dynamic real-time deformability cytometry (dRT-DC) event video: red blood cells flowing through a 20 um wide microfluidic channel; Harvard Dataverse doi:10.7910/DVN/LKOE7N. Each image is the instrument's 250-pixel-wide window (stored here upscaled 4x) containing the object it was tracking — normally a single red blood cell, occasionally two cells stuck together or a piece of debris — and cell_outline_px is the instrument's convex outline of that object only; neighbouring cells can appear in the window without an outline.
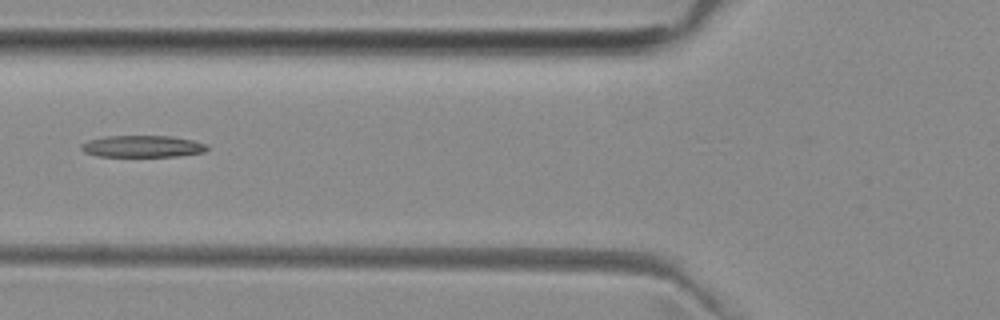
{"species": "common noctule bat (a hibernating species)", "species_latin": "Nyctalus noctula", "temperature_condition": "room temperature", "stored_images_in_passage": 4, "camera_frame_rate_fps": 3000, "um_per_image_px": 0.085, "animal": {"sex": "female", "body_mass_g": 29.2, "forearm_length_mm": 56.3}, "frame": {"image": 1, "passage_image": 3, "time_ms": 2.333, "image_size_px": [1000, 320], "cell_outline_px": [[208, 148], [204, 152], [180, 156], [96, 156], [84, 152], [80, 148], [80, 144], [88, 140], [108, 136], [172, 136], [192, 140], [208, 144]], "centroid_in_image_um": [12.11, 12.44], "position_along_channel_um": 113.7, "area_um2": 16.01}}
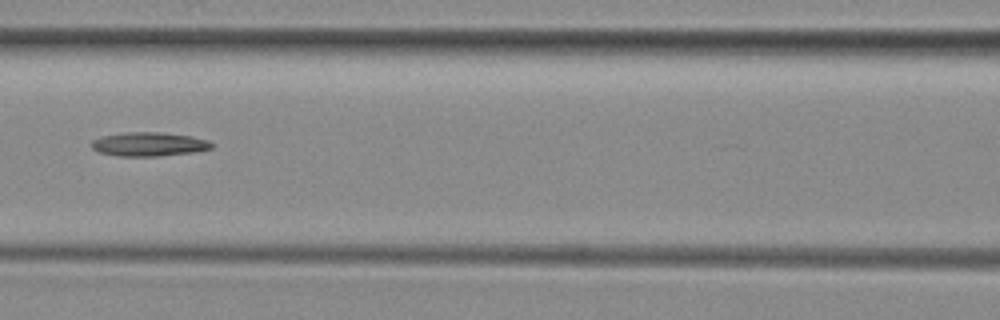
{"frame": {"image": 2, "passage_image": 4, "time_ms": 3.333, "image_size_px": [1000, 320], "cell_outline_px": [[212, 148], [192, 152], [160, 156], [116, 156], [100, 152], [92, 148], [92, 140], [100, 136], [124, 132], [160, 132], [192, 136], [208, 140], [212, 144]], "centroid_in_image_um": [12.63, 12.25], "position_along_channel_um": 154.0, "area_um2": 16.76}}